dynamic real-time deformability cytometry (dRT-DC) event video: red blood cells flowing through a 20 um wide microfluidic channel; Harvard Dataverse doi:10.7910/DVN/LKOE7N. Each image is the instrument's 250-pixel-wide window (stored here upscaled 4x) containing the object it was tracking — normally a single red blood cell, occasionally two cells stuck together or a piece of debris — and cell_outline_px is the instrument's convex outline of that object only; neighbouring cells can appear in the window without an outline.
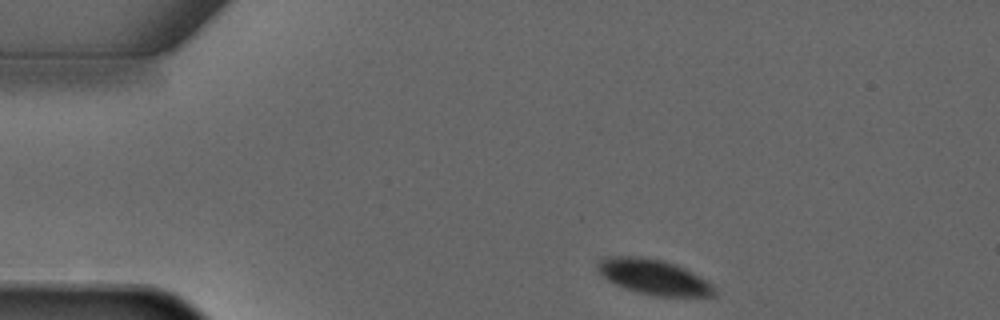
{"species": "common noctule bat (a hibernating species)", "species_latin": "Nyctalus noctula", "temperature_condition": "warm", "stored_images_in_passage": 2, "camera_frame_rate_fps": 3000, "um_per_image_px": 0.085, "animal": {"sex": "male", "forearm_length_mm": 52.5}, "frame": {"image": 1, "passage_image": 1, "time_ms": 0.0, "image_size_px": [1000, 320], "cell_outline_px": [[716, 296], [656, 296], [640, 292], [616, 284], [608, 280], [596, 268], [596, 264], [600, 260], [608, 256], [640, 256], [664, 260], [684, 268], [692, 272], [704, 280], [712, 288]], "centroid_in_image_um": [55.52, 23.52], "position_along_channel_um": 29.5, "area_um2": 23.35}}